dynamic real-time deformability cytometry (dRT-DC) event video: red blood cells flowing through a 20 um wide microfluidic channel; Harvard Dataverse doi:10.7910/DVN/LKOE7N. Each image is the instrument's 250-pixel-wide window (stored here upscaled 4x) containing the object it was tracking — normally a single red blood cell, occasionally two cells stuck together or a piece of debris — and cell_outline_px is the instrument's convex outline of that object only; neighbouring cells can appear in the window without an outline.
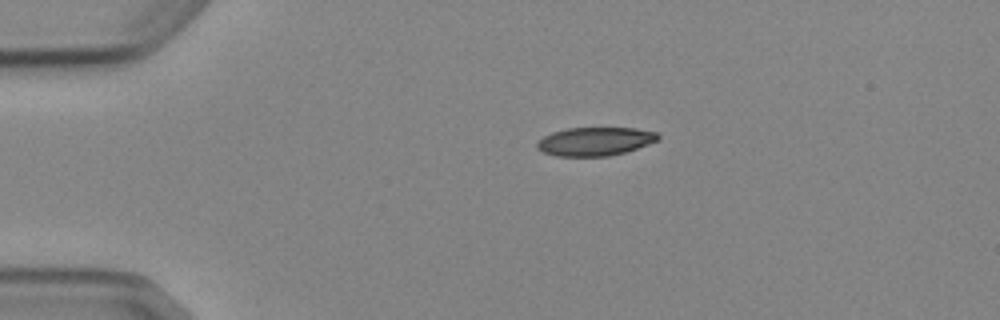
{"species": "Egyptian fruit bat (a non-hibernating species)", "species_latin": "Rousettus aegyptiacus", "temperature_condition": "cold", "stored_images_in_passage": 4, "camera_frame_rate_fps": 3000, "um_per_image_px": 0.085, "animal": {"sex": "female"}, "frame": {"image": 1, "passage_image": 1, "time_ms": 0.0, "image_size_px": [1000, 320], "cell_outline_px": [[660, 140], [624, 152], [608, 156], [556, 156], [544, 152], [536, 148], [536, 144], [544, 136], [552, 132], [568, 128], [636, 128], [656, 132], [660, 136]], "centroid_in_image_um": [50.59, 12.01], "position_along_channel_um": 34.4, "area_um2": 20.0}}
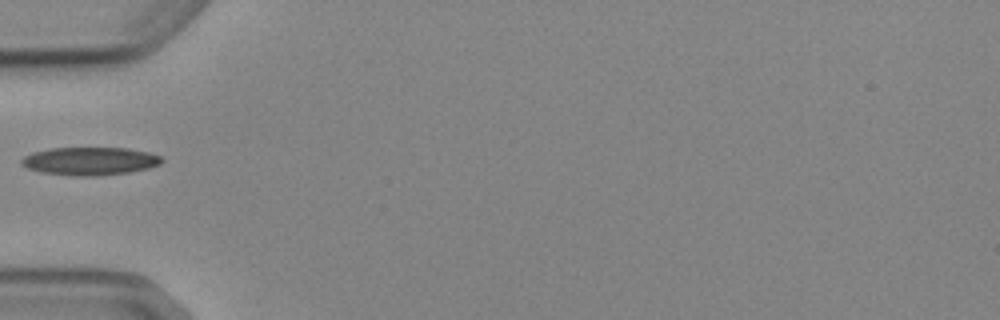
{"frame": {"image": 2, "passage_image": 3, "time_ms": 2.333, "image_size_px": [1000, 320], "cell_outline_px": [[164, 160], [160, 164], [148, 168], [128, 172], [96, 176], [76, 176], [44, 172], [28, 168], [20, 164], [20, 160], [24, 156], [32, 152], [52, 148], [124, 148], [148, 152], [160, 156]], "centroid_in_image_um": [7.63, 13.69], "position_along_channel_um": 77.4, "area_um2": 22.72}}
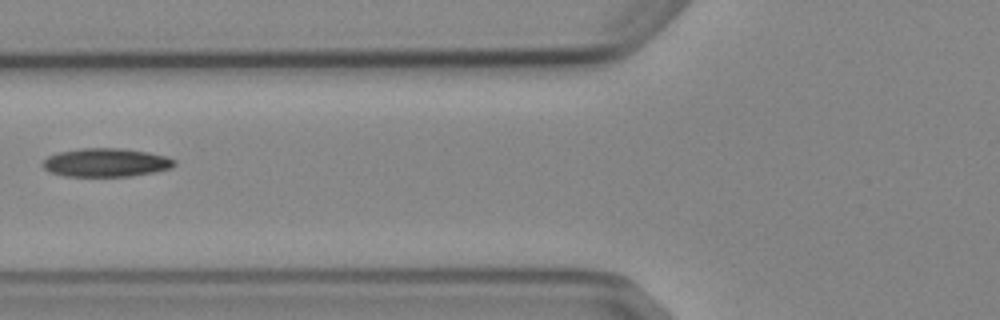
{"frame": {"image": 3, "passage_image": 4, "time_ms": 3.333, "image_size_px": [1000, 320], "cell_outline_px": [[176, 164], [172, 168], [132, 176], [64, 176], [48, 172], [40, 164], [48, 156], [56, 152], [80, 148], [120, 148], [148, 152], [164, 156], [176, 160]], "centroid_in_image_um": [8.96, 13.81], "position_along_channel_um": 116.8, "area_um2": 22.02}}